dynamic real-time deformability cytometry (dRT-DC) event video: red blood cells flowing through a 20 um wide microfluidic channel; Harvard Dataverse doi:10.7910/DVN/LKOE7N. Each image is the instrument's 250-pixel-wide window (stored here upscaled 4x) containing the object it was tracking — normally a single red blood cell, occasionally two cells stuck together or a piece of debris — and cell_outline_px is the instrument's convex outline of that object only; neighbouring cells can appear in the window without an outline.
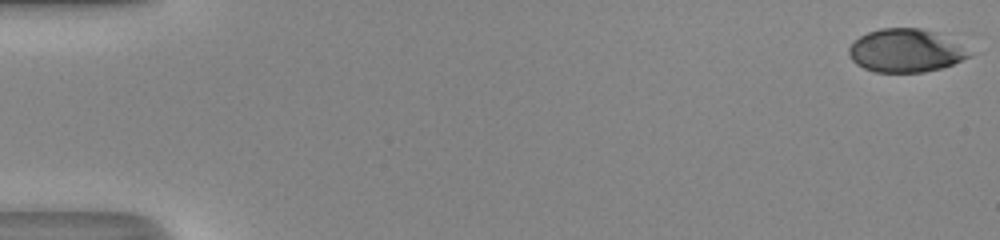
{"species": "human", "species_latin": "Homo sapiens", "temperature_condition": "room temperature", "stored_images_in_passage": 51, "camera_frame_rate_fps": 3000, "um_per_image_px": 0.085, "donor": {"sex": "male"}, "frame": {"image": 1, "passage_image": 1, "time_ms": 0.0, "image_size_px": [1000, 240], "cell_outline_px": [[968, 56], [952, 64], [940, 68], [924, 72], [876, 72], [864, 68], [856, 64], [852, 60], [848, 52], [848, 48], [860, 36], [868, 32], [880, 28], [920, 28], [932, 32], [956, 44], [968, 52]], "centroid_in_image_um": [76.86, 4.32], "position_along_channel_um": 8.1, "area_um2": 29.36}}
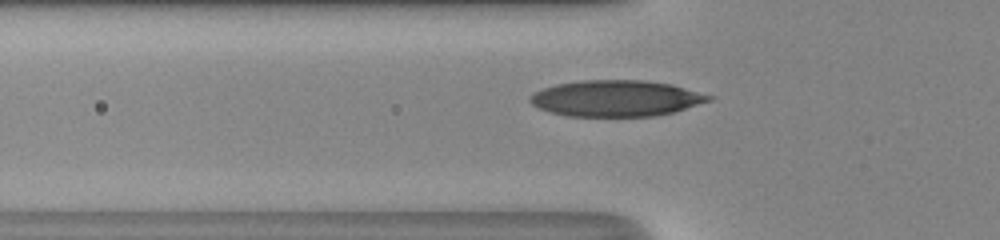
{"frame": {"image": 2, "passage_image": 19, "time_ms": 6.0, "image_size_px": [1000, 240], "cell_outline_px": [[716, 96], [712, 100], [672, 112], [652, 116], [568, 116], [552, 112], [540, 108], [532, 104], [528, 100], [528, 96], [544, 88], [556, 84], [584, 80], [644, 80], [672, 84]], "centroid_in_image_um": [52.39, 8.35], "position_along_channel_um": 73.4, "area_um2": 37.57}}
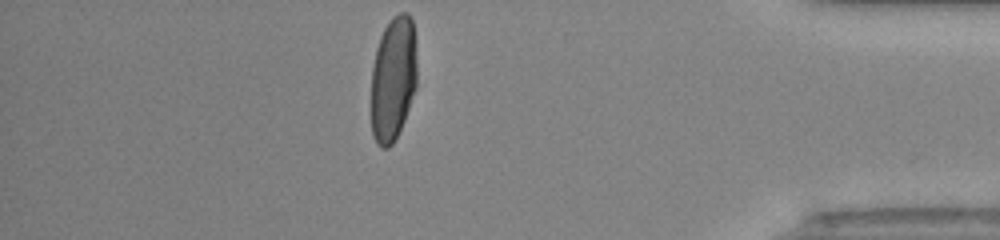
{"frame": {"image": 3, "passage_image": 45, "time_ms": 14.667, "image_size_px": [1000, 240], "cell_outline_px": [[416, 88], [404, 120], [392, 144], [388, 148], [380, 148], [376, 144], [372, 136], [372, 68], [376, 48], [380, 36], [384, 28], [392, 16], [400, 12], [408, 12], [412, 16], [416, 60]], "centroid_in_image_um": [33.41, 6.67], "position_along_channel_um": 401.8, "area_um2": 33.41}, "authors_computed_cell_mechanics": {"area_um2": 35.836, "velocity_mm_per_s": 4.2145, "shape_relaxation_time_tau1_ms": 3.3525, "shape_relaxation_time_tau2_ms": null, "deformation_change_tau1": 0.1782, "deformation_change_tau2": null}}